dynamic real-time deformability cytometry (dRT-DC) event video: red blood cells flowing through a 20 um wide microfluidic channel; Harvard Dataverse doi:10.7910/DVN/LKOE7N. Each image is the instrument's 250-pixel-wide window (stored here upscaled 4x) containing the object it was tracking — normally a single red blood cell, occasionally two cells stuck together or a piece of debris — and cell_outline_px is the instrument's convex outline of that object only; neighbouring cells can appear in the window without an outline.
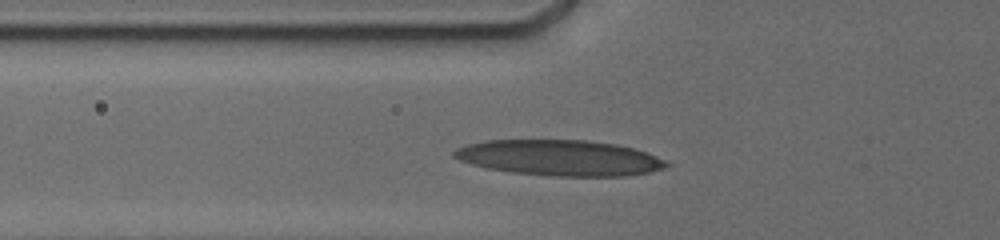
{"species": "human", "species_latin": "Homo sapiens", "temperature_condition": "cold", "stored_images_in_passage": 20, "camera_frame_rate_fps": 3000, "um_per_image_px": 0.085, "donor": {"sex": "male"}, "frame": {"image": 1, "passage_image": 6, "time_ms": 2.667, "image_size_px": [1000, 240], "cell_outline_px": [[672, 164], [668, 168], [648, 172], [624, 176], [548, 176], [512, 172], [488, 168], [472, 164], [460, 160], [452, 156], [452, 152], [456, 148], [468, 144], [484, 140], [584, 140], [616, 144], [632, 148], [644, 152], [664, 160]], "centroid_in_image_um": [47.56, 13.41], "position_along_channel_um": 78.2, "area_um2": 44.1}}
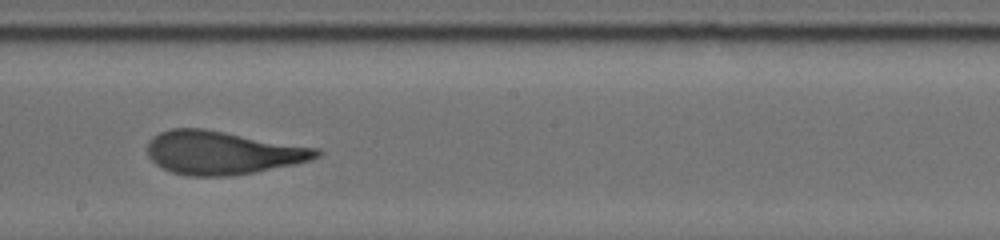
{"frame": {"image": 2, "passage_image": 14, "time_ms": 6.667, "image_size_px": [1000, 240], "cell_outline_px": [[320, 156], [312, 160], [296, 164], [232, 176], [188, 176], [172, 172], [156, 164], [148, 156], [148, 144], [160, 132], [172, 128], [204, 128], [320, 148]], "centroid_in_image_um": [18.95, 12.98], "position_along_channel_um": 229.2, "area_um2": 42.71}}
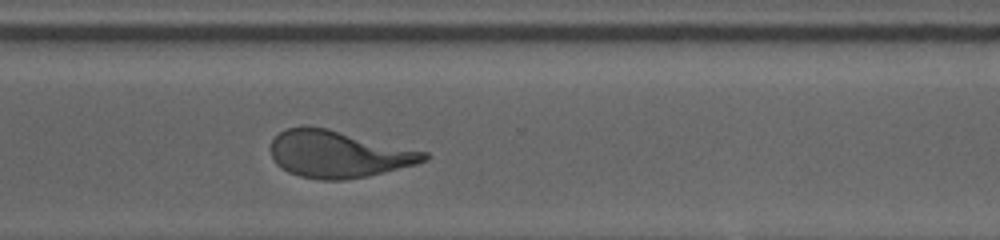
{"frame": {"image": 3, "passage_image": 20, "time_ms": 9.667, "image_size_px": [1000, 240], "cell_outline_px": [[432, 156], [416, 164], [368, 176], [344, 180], [320, 180], [300, 176], [288, 172], [276, 164], [272, 156], [272, 140], [280, 132], [288, 128], [304, 124], [328, 128], [428, 152]], "centroid_in_image_um": [28.76, 13.09], "position_along_channel_um": 341.8, "area_um2": 42.14}}